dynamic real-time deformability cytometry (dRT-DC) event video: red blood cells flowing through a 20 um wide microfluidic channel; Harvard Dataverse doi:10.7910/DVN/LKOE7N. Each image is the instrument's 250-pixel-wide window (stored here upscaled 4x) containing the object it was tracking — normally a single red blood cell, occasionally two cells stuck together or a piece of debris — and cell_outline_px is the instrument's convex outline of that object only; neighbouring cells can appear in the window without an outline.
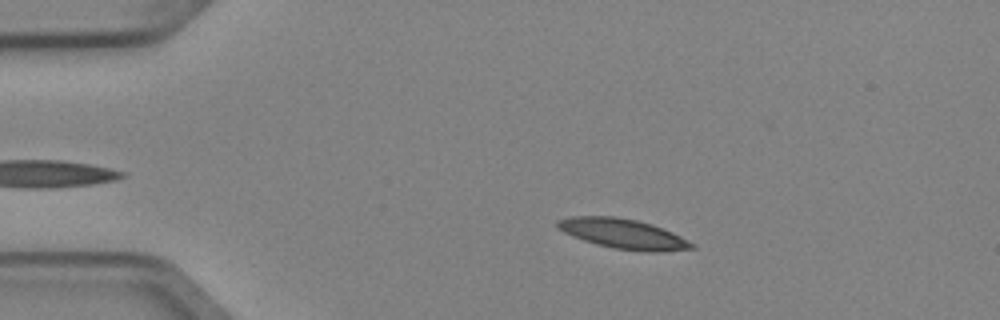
{"species": "Egyptian fruit bat (a non-hibernating species)", "species_latin": "Rousettus aegyptiacus", "temperature_condition": "cold", "stored_images_in_passage": 4, "camera_frame_rate_fps": 3000, "um_per_image_px": 0.085, "animal": {"sex": "female"}, "frame": {"image": 1, "passage_image": 2, "time_ms": 0.333, "image_size_px": [1000, 320], "cell_outline_px": [[696, 248], [660, 252], [652, 252], [612, 248], [596, 244], [572, 236], [556, 228], [556, 220], [572, 216], [616, 216], [636, 220], [652, 224], [672, 232], [696, 244]], "centroid_in_image_um": [52.96, 19.87], "position_along_channel_um": 32.0, "area_um2": 23.47}}
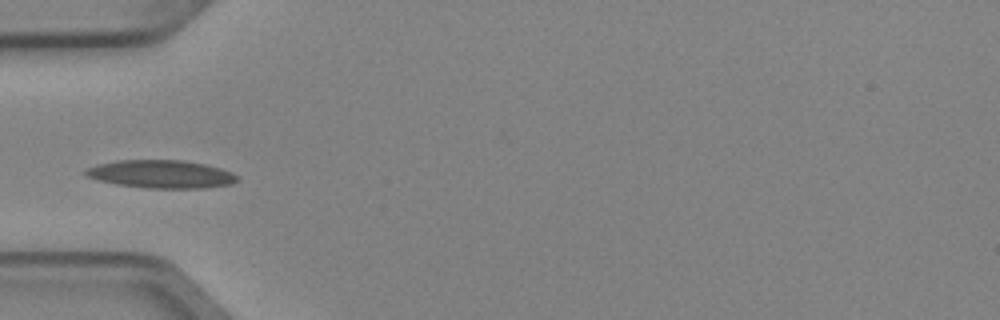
{"frame": {"image": 2, "passage_image": 4, "time_ms": 1.0, "image_size_px": [1000, 320], "cell_outline_px": [[240, 180], [232, 184], [208, 188], [148, 188], [116, 184], [100, 180], [88, 176], [84, 172], [84, 168], [96, 164], [116, 160], [184, 160], [204, 164], [220, 168], [232, 172], [240, 176]], "centroid_in_image_um": [13.74, 14.8], "position_along_channel_um": 71.3, "area_um2": 24.97}}